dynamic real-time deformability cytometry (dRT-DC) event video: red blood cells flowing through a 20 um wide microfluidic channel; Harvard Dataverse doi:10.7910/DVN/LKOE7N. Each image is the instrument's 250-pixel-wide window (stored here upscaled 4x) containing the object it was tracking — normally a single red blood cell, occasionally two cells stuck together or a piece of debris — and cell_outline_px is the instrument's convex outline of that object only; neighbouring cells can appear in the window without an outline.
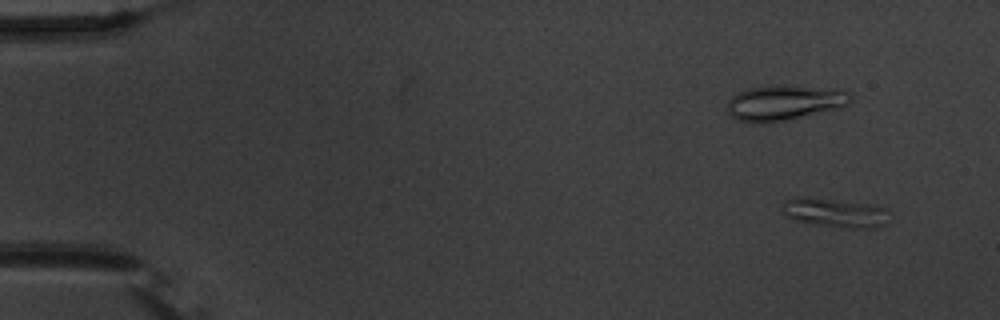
{"species": "common noctule bat (a hibernating species)", "species_latin": "Nyctalus noctula", "temperature_condition": "warm", "stored_images_in_passage": 56, "camera_frame_rate_fps": 3000, "um_per_image_px": 0.085, "animal": {"sex": "male", "body_mass_g": 20.1, "forearm_length_mm": 53.5}, "frame": {"image": 1, "passage_image": 4, "time_ms": 1.0, "image_size_px": [1000, 320], "cell_outline_px": [[892, 216], [888, 224], [876, 228], [852, 228], [816, 224], [796, 220], [780, 212], [780, 204], [784, 200], [796, 196], [808, 196], [868, 204], [888, 208], [892, 212]], "centroid_in_image_um": [71.02, 18.06], "position_along_channel_um": 14.0, "area_um2": 18.79}}
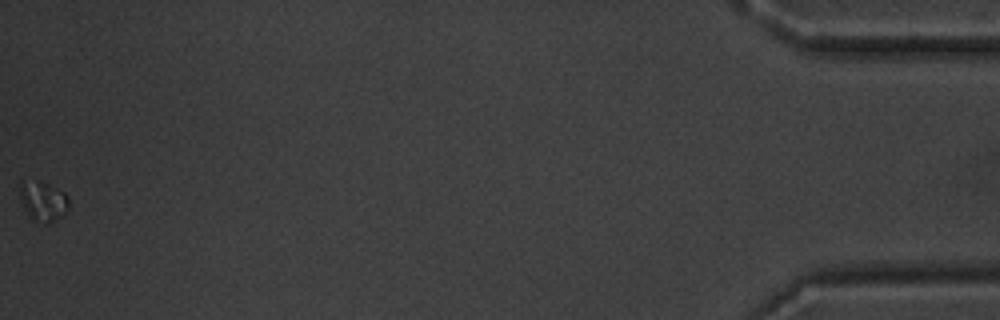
{"frame": {"image": 2, "passage_image": 56, "time_ms": 18.333, "image_size_px": [1000, 320], "cell_outline_px": [[68, 208], [60, 216], [48, 224], [44, 224], [32, 220], [28, 216], [24, 208], [20, 196], [20, 180], [36, 180], [48, 184], [64, 192], [68, 196]], "centroid_in_image_um": [3.63, 17.09], "position_along_channel_um": 431.6, "area_um2": 11.39}}